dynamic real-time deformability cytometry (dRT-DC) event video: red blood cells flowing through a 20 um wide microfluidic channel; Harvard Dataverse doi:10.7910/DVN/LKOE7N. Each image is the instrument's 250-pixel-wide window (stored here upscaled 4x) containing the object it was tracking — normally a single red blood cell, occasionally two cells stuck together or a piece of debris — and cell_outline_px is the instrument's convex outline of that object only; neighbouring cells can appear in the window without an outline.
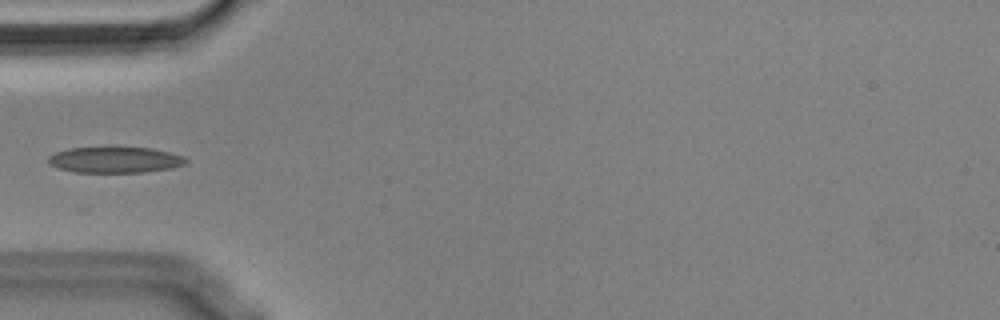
{"species": "Egyptian fruit bat (a non-hibernating species)", "species_latin": "Rousettus aegyptiacus", "temperature_condition": "cold", "stored_images_in_passage": 39, "camera_frame_rate_fps": 3000, "um_per_image_px": 0.085, "animal": {"sex": "male"}, "frame": {"image": 1, "passage_image": 1, "time_ms": 0.0, "image_size_px": [1000, 320], "cell_outline_px": [[188, 160], [184, 164], [172, 168], [144, 172], [76, 172], [56, 168], [48, 164], [48, 156], [56, 152], [68, 148], [152, 148], [184, 156]], "centroid_in_image_um": [9.75, 13.59], "position_along_channel_um": 75.2, "area_um2": 20.69}}
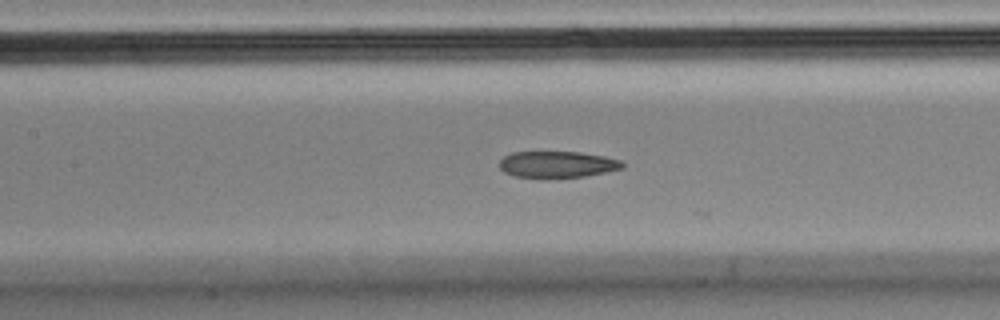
{"frame": {"image": 2, "passage_image": 8, "time_ms": 2.333, "image_size_px": [1000, 320], "cell_outline_px": [[624, 168], [584, 176], [516, 176], [504, 172], [500, 168], [500, 160], [504, 156], [512, 152], [580, 152], [604, 156], [620, 160], [624, 164]], "centroid_in_image_um": [47.38, 13.94], "position_along_channel_um": 160.0, "area_um2": 18.38}}
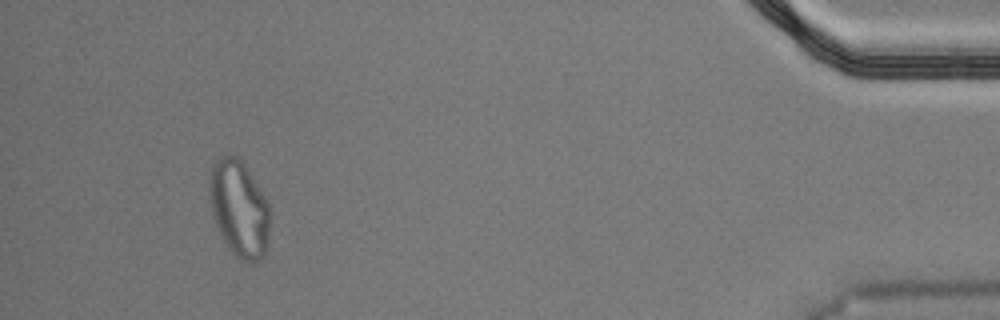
{"frame": {"image": 3, "passage_image": 35, "time_ms": 11.333, "image_size_px": [1000, 320], "cell_outline_px": [[268, 244], [264, 256], [252, 264], [236, 256], [228, 248], [212, 216], [208, 196], [208, 180], [212, 164], [220, 156], [228, 152], [232, 152], [244, 164], [260, 188], [268, 204]], "centroid_in_image_um": [20.28, 17.69], "position_along_channel_um": 414.9, "area_um2": 34.28}}